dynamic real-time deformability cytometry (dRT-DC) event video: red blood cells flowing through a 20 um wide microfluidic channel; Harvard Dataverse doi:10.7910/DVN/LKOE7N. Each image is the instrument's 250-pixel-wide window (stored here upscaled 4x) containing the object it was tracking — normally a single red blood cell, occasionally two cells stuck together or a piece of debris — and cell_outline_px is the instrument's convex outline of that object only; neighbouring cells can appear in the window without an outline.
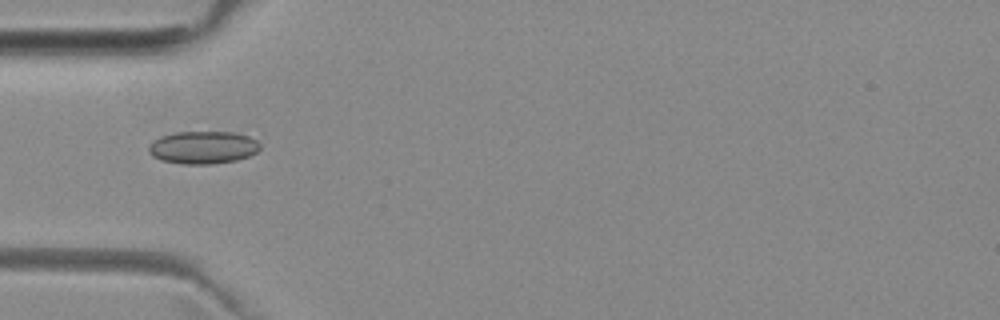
{"species": "common noctule bat (a hibernating species)", "species_latin": "Nyctalus noctula", "temperature_condition": "room temperature", "stored_images_in_passage": 1, "camera_frame_rate_fps": 3000, "um_per_image_px": 0.085, "animal": {"sex": "female", "body_mass_g": 29.2, "forearm_length_mm": 56.3}, "frame": {"image": 1, "passage_image": 1, "time_ms": 0.0, "image_size_px": [1000, 320], "cell_outline_px": [[260, 148], [256, 152], [248, 156], [236, 160], [212, 164], [184, 164], [160, 160], [152, 156], [148, 152], [148, 148], [160, 136], [176, 132], [236, 132], [248, 136], [256, 140], [260, 144]], "centroid_in_image_um": [17.26, 12.53], "position_along_channel_um": 67.7, "area_um2": 21.15}}